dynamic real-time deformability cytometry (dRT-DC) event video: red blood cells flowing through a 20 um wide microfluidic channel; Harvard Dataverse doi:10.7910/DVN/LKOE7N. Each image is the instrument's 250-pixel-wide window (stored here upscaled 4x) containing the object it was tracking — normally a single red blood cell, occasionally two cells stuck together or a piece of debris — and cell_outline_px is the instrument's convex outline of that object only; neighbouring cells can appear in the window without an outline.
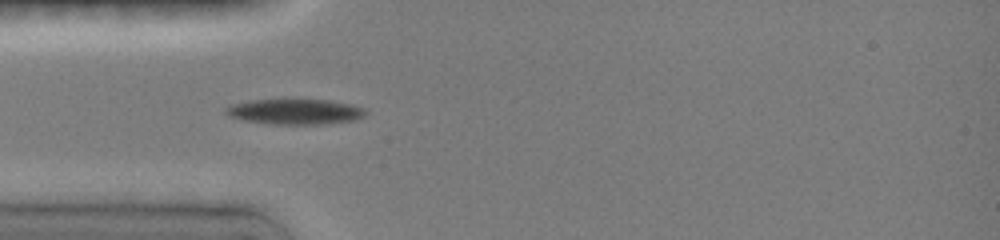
{"species": "common noctule bat (a hibernating species)", "species_latin": "Nyctalus noctula", "temperature_condition": "room temperature", "stored_images_in_passage": 3, "camera_frame_rate_fps": 3000, "um_per_image_px": 0.085, "animal": {"sex": "female", "body_mass_g": 19.0, "forearm_length_mm": 51.5}, "frame": {"image": 1, "passage_image": 2, "time_ms": 1.0, "image_size_px": [1000, 240], "cell_outline_px": [[368, 112], [364, 116], [356, 120], [328, 124], [268, 124], [240, 120], [228, 116], [224, 112], [224, 108], [232, 104], [252, 100], [328, 100], [352, 104], [364, 108]], "centroid_in_image_um": [25.08, 9.5], "position_along_channel_um": 59.9, "area_um2": 20.92}}